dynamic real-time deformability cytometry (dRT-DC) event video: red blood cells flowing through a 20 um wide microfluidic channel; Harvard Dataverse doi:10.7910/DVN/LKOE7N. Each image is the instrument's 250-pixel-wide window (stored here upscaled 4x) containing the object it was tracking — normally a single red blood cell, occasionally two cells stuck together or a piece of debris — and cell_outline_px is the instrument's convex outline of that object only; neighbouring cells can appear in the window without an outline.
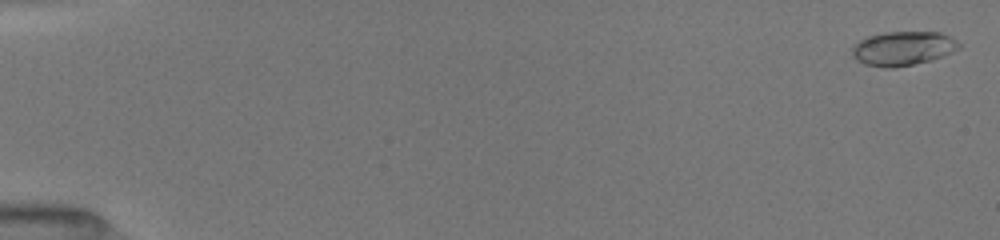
{"species": "common noctule bat (a hibernating species)", "species_latin": "Nyctalus noctula", "temperature_condition": "room temperature", "stored_images_in_passage": 34, "camera_frame_rate_fps": 3000, "um_per_image_px": 0.085, "animal": {"sex": "female", "body_mass_g": 19.5, "forearm_length_mm": 54.1}, "frame": {"image": 1, "passage_image": 3, "time_ms": 0.333, "image_size_px": [1000, 240], "cell_outline_px": [[960, 48], [952, 52], [932, 60], [892, 68], [884, 68], [864, 64], [856, 60], [852, 56], [852, 48], [860, 40], [868, 36], [884, 32], [940, 32], [956, 40], [960, 44]], "centroid_in_image_um": [76.74, 4.12], "position_along_channel_um": 8.3, "area_um2": 21.21}}
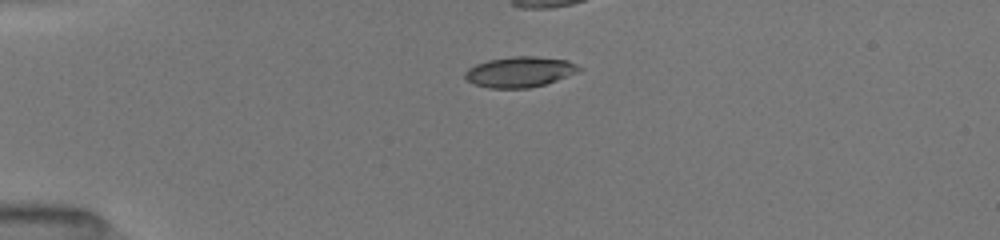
{"frame": {"image": 2, "passage_image": 20, "time_ms": 4.333, "image_size_px": [1000, 240], "cell_outline_px": [[584, 68], [576, 72], [556, 80], [544, 84], [528, 88], [488, 88], [476, 84], [468, 80], [464, 76], [464, 72], [468, 68], [476, 64], [488, 60], [516, 56], [536, 56], [568, 60]], "centroid_in_image_um": [44.18, 6.1], "position_along_channel_um": 40.8, "area_um2": 20.11}}